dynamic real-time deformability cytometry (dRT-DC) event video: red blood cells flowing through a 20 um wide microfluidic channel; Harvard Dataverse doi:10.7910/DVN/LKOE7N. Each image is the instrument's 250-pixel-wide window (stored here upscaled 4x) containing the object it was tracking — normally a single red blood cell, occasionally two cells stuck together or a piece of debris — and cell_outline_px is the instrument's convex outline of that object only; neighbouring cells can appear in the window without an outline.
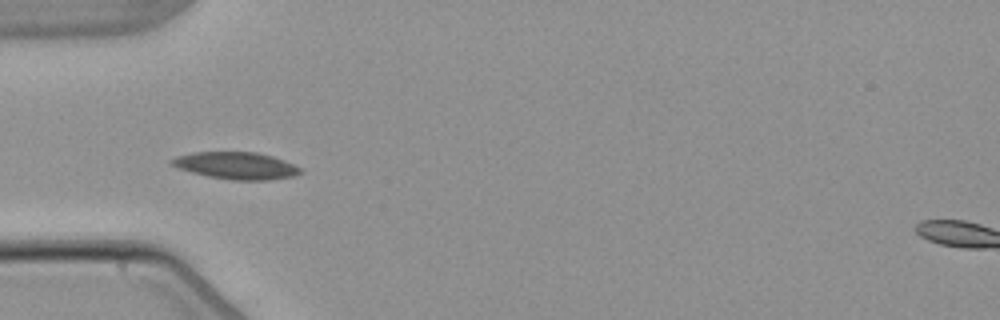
{"species": "common noctule bat (a hibernating species)", "species_latin": "Nyctalus noctula", "temperature_condition": "warm", "stored_images_in_passage": 4, "camera_frame_rate_fps": 3000, "um_per_image_px": 0.085, "animal": {"sex": "male", "body_mass_g": 21.5, "forearm_length_mm": 52.0}, "frame": {"image": 1, "passage_image": 4, "time_ms": 3.667, "image_size_px": [1000, 320], "cell_outline_px": [[304, 172], [292, 176], [268, 180], [232, 180], [208, 176], [176, 168], [168, 164], [168, 160], [176, 156], [192, 152], [256, 152], [272, 156], [284, 160], [300, 168]], "centroid_in_image_um": [20.01, 14.07], "position_along_channel_um": 65.0, "area_um2": 20.4}}